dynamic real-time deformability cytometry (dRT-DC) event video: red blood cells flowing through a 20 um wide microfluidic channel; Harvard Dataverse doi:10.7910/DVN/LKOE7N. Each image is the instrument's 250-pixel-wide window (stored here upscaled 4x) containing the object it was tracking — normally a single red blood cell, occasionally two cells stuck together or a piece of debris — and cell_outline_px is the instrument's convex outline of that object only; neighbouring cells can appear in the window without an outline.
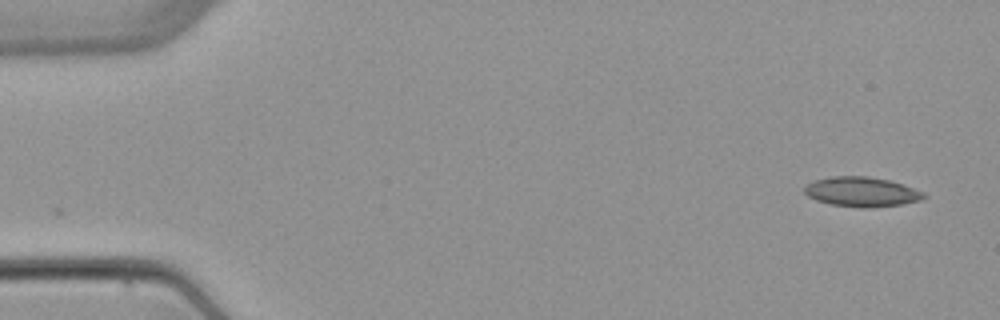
{"species": "common noctule bat (a hibernating species)", "species_latin": "Nyctalus noctula", "temperature_condition": "warm", "stored_images_in_passage": 4, "camera_frame_rate_fps": 3000, "um_per_image_px": 0.085, "animal": {"sex": "female", "body_mass_g": 22.7, "forearm_length_mm": 54.2}, "frame": {"image": 1, "passage_image": 1, "time_ms": 0.0, "image_size_px": [1000, 320], "cell_outline_px": [[928, 196], [920, 200], [900, 204], [864, 208], [832, 204], [816, 200], [808, 196], [804, 192], [804, 188], [808, 184], [816, 180], [832, 176], [868, 176], [888, 180], [924, 192]], "centroid_in_image_um": [73.23, 16.3], "position_along_channel_um": 11.8, "area_um2": 20.29}}
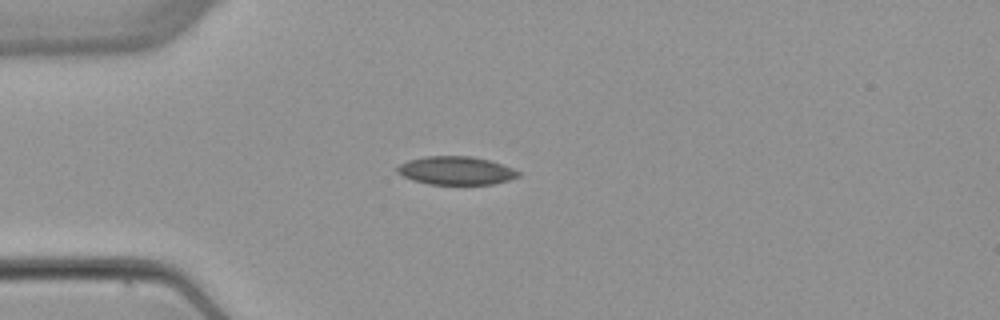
{"frame": {"image": 2, "passage_image": 4, "time_ms": 3.667, "image_size_px": [1000, 320], "cell_outline_px": [[520, 176], [508, 180], [492, 184], [428, 184], [412, 180], [396, 172], [396, 168], [400, 164], [408, 160], [424, 156], [472, 156], [488, 160], [512, 168], [520, 172]], "centroid_in_image_um": [38.73, 14.5], "position_along_channel_um": 46.3, "area_um2": 19.88}}